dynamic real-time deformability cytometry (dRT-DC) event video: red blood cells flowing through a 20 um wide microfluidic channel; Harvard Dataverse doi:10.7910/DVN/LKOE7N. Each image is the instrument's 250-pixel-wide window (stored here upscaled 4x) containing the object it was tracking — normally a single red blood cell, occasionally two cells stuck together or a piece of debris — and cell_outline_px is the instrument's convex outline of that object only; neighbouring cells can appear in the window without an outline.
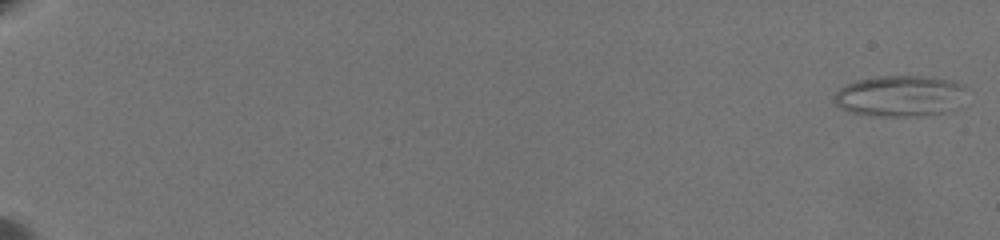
{"species": "common noctule bat (a hibernating species)", "species_latin": "Nyctalus noctula", "temperature_condition": "warm", "stored_images_in_passage": 66, "camera_frame_rate_fps": 3000, "um_per_image_px": 0.085, "animal": {"sex": "female", "body_mass_g": 19.5, "forearm_length_mm": 54.1}, "frame": {"image": 1, "passage_image": 1, "time_ms": 0.0, "image_size_px": [1000, 240], "cell_outline_px": [[968, 88], [944, 112], [920, 116], [864, 116], [848, 112], [840, 108], [832, 100], [836, 92], [840, 88], [856, 80], [880, 76], [932, 76], [964, 84]], "centroid_in_image_um": [76.38, 8.15], "position_along_channel_um": 8.6, "area_um2": 31.44}}
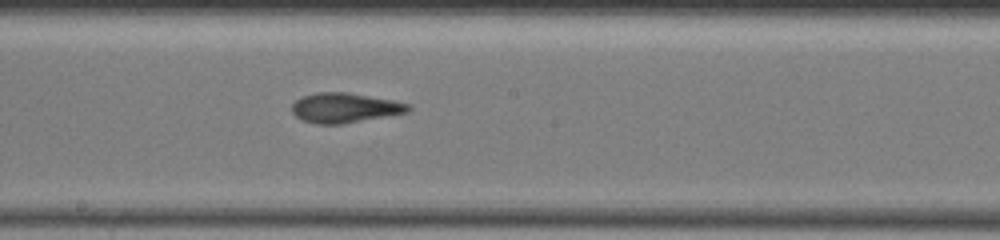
{"frame": {"image": 2, "passage_image": 41, "time_ms": 13.333, "image_size_px": [1000, 240], "cell_outline_px": [[412, 108], [408, 112], [344, 124], [316, 124], [300, 120], [292, 112], [292, 104], [296, 100], [304, 96], [316, 92], [348, 92], [392, 100], [412, 104]], "centroid_in_image_um": [29.31, 9.17], "position_along_channel_um": 218.9, "area_um2": 20.35}}
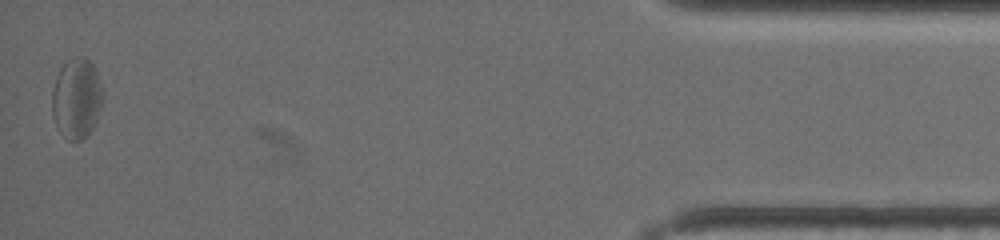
{"frame": {"image": 3, "passage_image": 66, "time_ms": 21.667, "image_size_px": [1000, 240], "cell_outline_px": [[104, 100], [96, 120], [92, 128], [80, 140], [68, 140], [56, 128], [52, 116], [52, 88], [56, 76], [60, 68], [68, 60], [76, 56], [84, 56], [92, 64], [96, 72], [104, 96]], "centroid_in_image_um": [6.49, 8.35], "position_along_channel_um": 428.7, "area_um2": 23.81}, "authors_computed_cell_mechanics": {"area_um2": 21.675, "velocity_mm_per_s": 3.3511, "shape_relaxation_time_tau1_ms": null, "shape_relaxation_time_tau2_ms": 2.605, "deformation_change_tau1": null, "deformation_change_tau2": 0.1013}}